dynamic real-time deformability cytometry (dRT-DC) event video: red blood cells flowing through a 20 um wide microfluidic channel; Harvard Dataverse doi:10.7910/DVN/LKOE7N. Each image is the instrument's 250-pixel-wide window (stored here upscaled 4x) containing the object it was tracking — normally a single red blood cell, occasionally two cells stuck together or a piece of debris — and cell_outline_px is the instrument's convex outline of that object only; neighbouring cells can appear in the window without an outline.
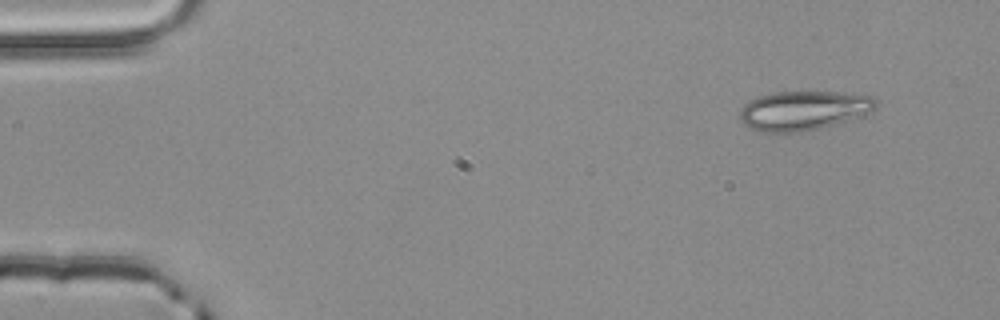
{"species": "common noctule bat (a hibernating species)", "species_latin": "Nyctalus noctula", "temperature_condition": "room temperature", "stored_images_in_passage": 3, "camera_frame_rate_fps": 3000, "um_per_image_px": 0.085, "animal": {"sex": "male", "body_mass_g": 20.4}, "frame": {"image": 1, "passage_image": 1, "time_ms": 0.0, "image_size_px": [1000, 320], "cell_outline_px": [[876, 108], [868, 112], [820, 128], [800, 132], [760, 132], [748, 128], [740, 120], [740, 108], [748, 100], [760, 96], [776, 92], [836, 92], [872, 96], [876, 100]], "centroid_in_image_um": [68.21, 9.39], "position_along_channel_um": 16.8, "area_um2": 30.81}}